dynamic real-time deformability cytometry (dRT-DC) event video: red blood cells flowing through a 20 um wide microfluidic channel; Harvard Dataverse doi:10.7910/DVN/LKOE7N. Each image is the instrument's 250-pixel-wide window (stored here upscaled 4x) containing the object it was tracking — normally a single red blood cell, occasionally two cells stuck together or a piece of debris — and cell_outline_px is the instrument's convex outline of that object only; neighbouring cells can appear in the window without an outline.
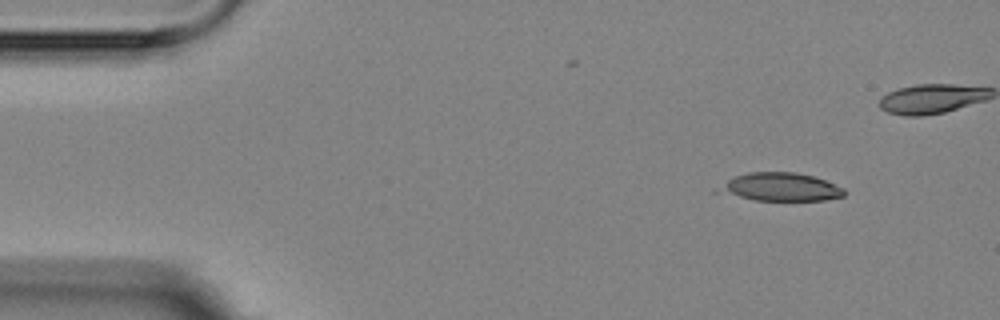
{"species": "Egyptian fruit bat (a non-hibernating species)", "species_latin": "Rousettus aegyptiacus", "temperature_condition": "room temperature", "stored_images_in_passage": 5, "camera_frame_rate_fps": 3000, "um_per_image_px": 0.085, "animal": {"sex": "female"}, "frame": {"image": 1, "passage_image": 1, "time_ms": 0.0, "image_size_px": [1000, 320], "cell_outline_px": [[844, 196], [824, 200], [752, 200], [712, 192], [712, 188], [736, 176], [748, 172], [796, 172], [812, 176], [824, 180], [844, 188]], "centroid_in_image_um": [66.22, 15.9], "position_along_channel_um": 18.8, "area_um2": 20.87}}